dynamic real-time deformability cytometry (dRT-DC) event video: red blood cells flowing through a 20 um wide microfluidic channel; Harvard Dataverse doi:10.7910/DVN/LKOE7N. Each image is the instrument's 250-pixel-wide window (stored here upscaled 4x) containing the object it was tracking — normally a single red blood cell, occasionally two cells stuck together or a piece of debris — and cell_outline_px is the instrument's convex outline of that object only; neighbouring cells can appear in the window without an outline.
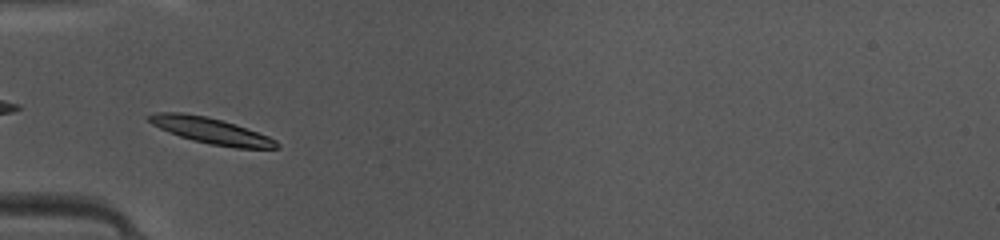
{"species": "common noctule bat (a hibernating species)", "species_latin": "Nyctalus noctula", "temperature_condition": "warm", "stored_images_in_passage": 33, "camera_frame_rate_fps": 3000, "um_per_image_px": 0.085, "animal": {"sex": "female", "body_mass_g": 10.0, "forearm_length_mm": 53.1}, "frame": {"image": 1, "passage_image": 1, "time_ms": 0.0, "image_size_px": [1000, 240], "cell_outline_px": [[280, 148], [236, 148], [212, 144], [192, 140], [168, 132], [152, 124], [144, 116], [156, 112], [180, 112], [204, 116], [236, 124], [268, 136], [276, 140], [280, 144]], "centroid_in_image_um": [17.92, 11.1], "position_along_channel_um": 67.1, "area_um2": 19.25}}
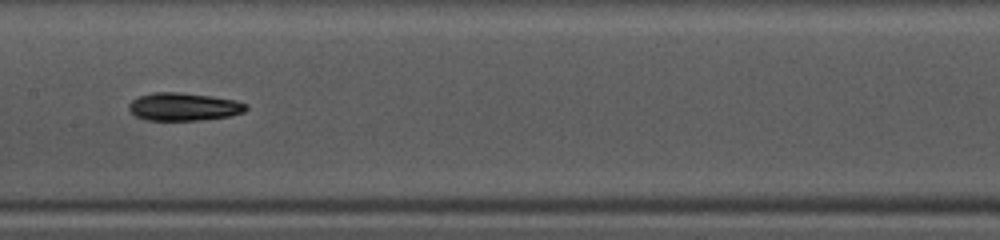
{"frame": {"image": 2, "passage_image": 10, "time_ms": 3.0, "image_size_px": [1000, 240], "cell_outline_px": [[248, 108], [244, 112], [228, 116], [200, 120], [144, 120], [136, 116], [128, 108], [128, 104], [132, 100], [140, 96], [156, 92], [176, 92], [212, 96], [236, 100], [248, 104]], "centroid_in_image_um": [15.63, 9.07], "position_along_channel_um": 191.8, "area_um2": 19.02}}
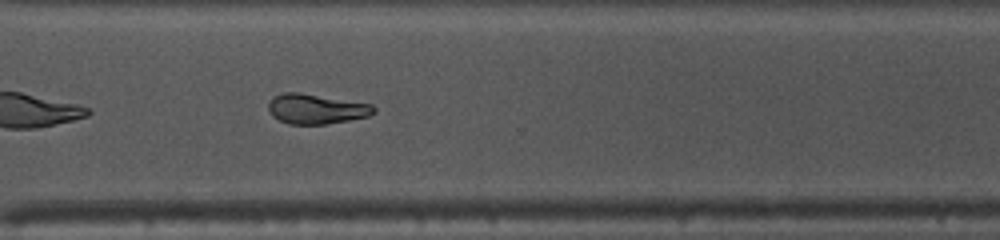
{"frame": {"image": 3, "passage_image": 21, "time_ms": 6.667, "image_size_px": [1000, 240], "cell_outline_px": [[376, 112], [368, 116], [348, 120], [324, 124], [288, 124], [272, 116], [268, 112], [268, 104], [272, 96], [284, 92], [300, 92], [372, 104], [376, 108]], "centroid_in_image_um": [26.85, 9.25], "position_along_channel_um": 343.8, "area_um2": 18.5}, "authors_computed_cell_mechanics": {"area_um2": 19.1318, "velocity_mm_per_s": 4.1548, "shape_relaxation_time_tau1_ms": 2.628, "shape_relaxation_time_tau2_ms": 9.062, "deformation_change_tau1": 0.1695, "deformation_change_tau2": 0.1488}}